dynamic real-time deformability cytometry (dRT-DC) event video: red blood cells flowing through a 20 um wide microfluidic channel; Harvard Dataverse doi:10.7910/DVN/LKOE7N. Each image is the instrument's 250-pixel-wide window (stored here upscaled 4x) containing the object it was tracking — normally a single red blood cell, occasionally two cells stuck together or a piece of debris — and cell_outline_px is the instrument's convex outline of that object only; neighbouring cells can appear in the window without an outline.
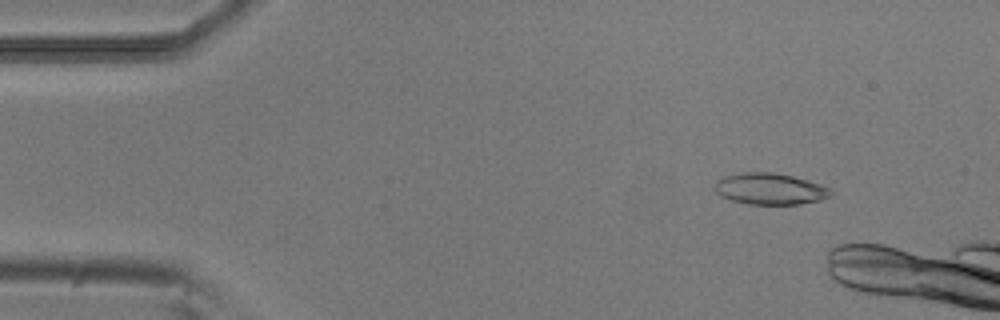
{"species": "common noctule bat (a hibernating species)", "species_latin": "Nyctalus noctula", "temperature_condition": "room temperature", "stored_images_in_passage": 10, "camera_frame_rate_fps": 3000, "um_per_image_px": 0.085, "animal": {"sex": "male", "body_mass_g": 20.5, "forearm_length_mm": 52.5}, "frame": {"image": 1, "passage_image": 6, "time_ms": 1.667, "image_size_px": [1000, 320], "cell_outline_px": [[832, 196], [820, 200], [800, 204], [748, 204], [732, 200], [720, 196], [716, 192], [716, 180], [724, 176], [744, 172], [772, 172], [792, 176], [820, 184], [828, 188], [832, 192]], "centroid_in_image_um": [65.44, 16.05], "position_along_channel_um": 19.6, "area_um2": 21.1}}